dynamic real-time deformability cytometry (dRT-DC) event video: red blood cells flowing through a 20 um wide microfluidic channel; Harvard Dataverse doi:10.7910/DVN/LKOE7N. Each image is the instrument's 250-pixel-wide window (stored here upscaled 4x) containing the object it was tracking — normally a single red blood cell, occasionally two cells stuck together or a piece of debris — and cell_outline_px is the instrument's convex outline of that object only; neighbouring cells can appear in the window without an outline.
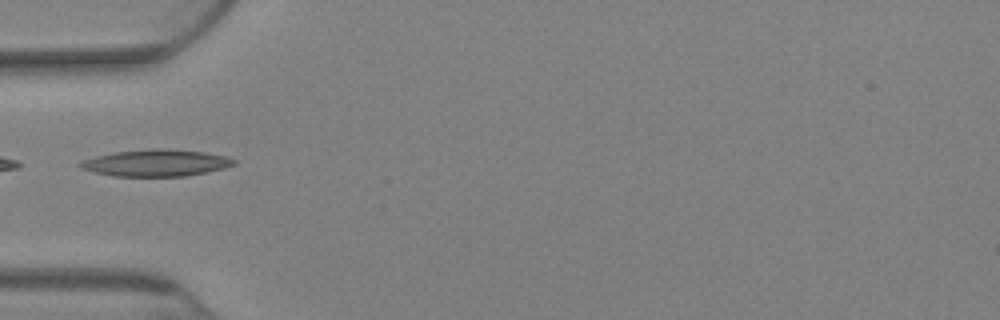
{"species": "Egyptian fruit bat (a non-hibernating species)", "species_latin": "Rousettus aegyptiacus", "temperature_condition": "warm", "stored_images_in_passage": 11, "camera_frame_rate_fps": 3000, "um_per_image_px": 0.085, "animal": {"sex": "female"}, "frame": {"image": 1, "passage_image": 1, "time_ms": 0.0, "image_size_px": [1000, 320], "cell_outline_px": [[236, 164], [224, 168], [184, 176], [112, 176], [92, 172], [80, 168], [76, 164], [80, 160], [112, 152], [156, 148], [168, 148], [204, 152], [224, 156], [236, 160]], "centroid_in_image_um": [13.19, 13.84], "position_along_channel_um": 71.8, "area_um2": 24.1}}
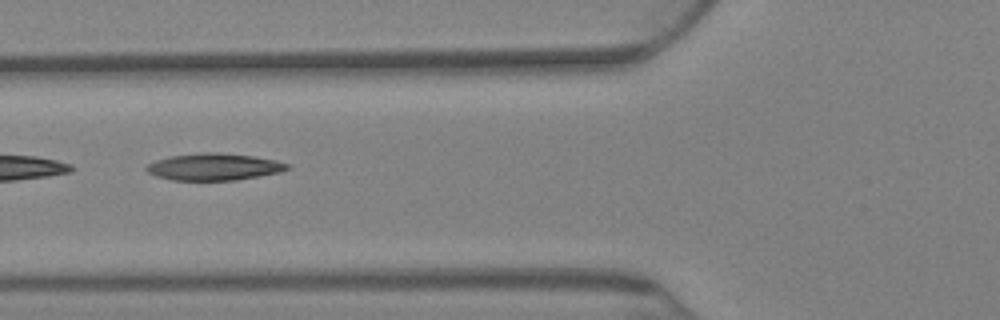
{"frame": {"image": 2, "passage_image": 5, "time_ms": 1.333, "image_size_px": [1000, 320], "cell_outline_px": [[292, 168], [280, 172], [236, 180], [172, 180], [156, 176], [148, 172], [144, 168], [148, 164], [156, 160], [172, 156], [208, 152], [216, 152], [252, 156], [276, 160], [292, 164]], "centroid_in_image_um": [18.23, 14.18], "position_along_channel_um": 107.6, "area_um2": 22.02}}